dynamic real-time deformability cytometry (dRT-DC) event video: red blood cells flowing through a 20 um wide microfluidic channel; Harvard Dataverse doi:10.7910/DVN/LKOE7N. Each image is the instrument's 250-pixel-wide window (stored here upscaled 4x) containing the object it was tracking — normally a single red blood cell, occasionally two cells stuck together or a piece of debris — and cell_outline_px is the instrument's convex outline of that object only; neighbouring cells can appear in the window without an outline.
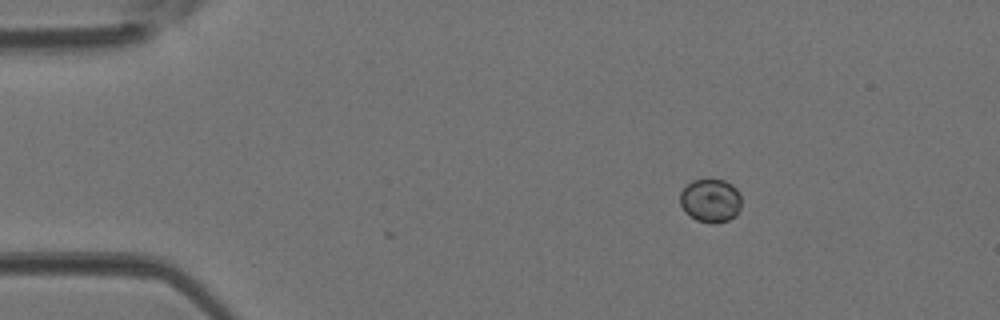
{"species": "Egyptian fruit bat (a non-hibernating species)", "species_latin": "Rousettus aegyptiacus", "temperature_condition": "room temperature", "stored_images_in_passage": 2, "camera_frame_rate_fps": 3000, "um_per_image_px": 0.085, "animal": {"sex": "female"}, "frame": {"image": 1, "passage_image": 2, "time_ms": 0.333, "image_size_px": [1000, 320], "cell_outline_px": [[740, 208], [736, 216], [728, 220], [712, 224], [696, 220], [684, 212], [680, 204], [680, 192], [692, 180], [724, 180], [732, 184], [736, 188], [740, 196]], "centroid_in_image_um": [60.38, 17.06], "position_along_channel_um": 24.6, "area_um2": 15.61}}